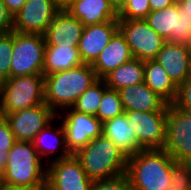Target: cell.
Segmentation results:
<instances>
[{
	"instance_id": "obj_47",
	"label": "cell",
	"mask_w": 191,
	"mask_h": 190,
	"mask_svg": "<svg viewBox=\"0 0 191 190\" xmlns=\"http://www.w3.org/2000/svg\"><path fill=\"white\" fill-rule=\"evenodd\" d=\"M168 190H178V189L171 187Z\"/></svg>"
},
{
	"instance_id": "obj_32",
	"label": "cell",
	"mask_w": 191,
	"mask_h": 190,
	"mask_svg": "<svg viewBox=\"0 0 191 190\" xmlns=\"http://www.w3.org/2000/svg\"><path fill=\"white\" fill-rule=\"evenodd\" d=\"M91 190H134L127 174L121 176L93 181Z\"/></svg>"
},
{
	"instance_id": "obj_31",
	"label": "cell",
	"mask_w": 191,
	"mask_h": 190,
	"mask_svg": "<svg viewBox=\"0 0 191 190\" xmlns=\"http://www.w3.org/2000/svg\"><path fill=\"white\" fill-rule=\"evenodd\" d=\"M191 42V16L178 7L176 14L175 43L189 45Z\"/></svg>"
},
{
	"instance_id": "obj_27",
	"label": "cell",
	"mask_w": 191,
	"mask_h": 190,
	"mask_svg": "<svg viewBox=\"0 0 191 190\" xmlns=\"http://www.w3.org/2000/svg\"><path fill=\"white\" fill-rule=\"evenodd\" d=\"M124 112L119 91L107 87L103 92L96 117L103 123Z\"/></svg>"
},
{
	"instance_id": "obj_36",
	"label": "cell",
	"mask_w": 191,
	"mask_h": 190,
	"mask_svg": "<svg viewBox=\"0 0 191 190\" xmlns=\"http://www.w3.org/2000/svg\"><path fill=\"white\" fill-rule=\"evenodd\" d=\"M27 0H3L8 12L14 16Z\"/></svg>"
},
{
	"instance_id": "obj_28",
	"label": "cell",
	"mask_w": 191,
	"mask_h": 190,
	"mask_svg": "<svg viewBox=\"0 0 191 190\" xmlns=\"http://www.w3.org/2000/svg\"><path fill=\"white\" fill-rule=\"evenodd\" d=\"M13 52V31L8 34H0V79L10 78V61Z\"/></svg>"
},
{
	"instance_id": "obj_24",
	"label": "cell",
	"mask_w": 191,
	"mask_h": 190,
	"mask_svg": "<svg viewBox=\"0 0 191 190\" xmlns=\"http://www.w3.org/2000/svg\"><path fill=\"white\" fill-rule=\"evenodd\" d=\"M106 86L117 91L144 82V61L133 58L103 78Z\"/></svg>"
},
{
	"instance_id": "obj_37",
	"label": "cell",
	"mask_w": 191,
	"mask_h": 190,
	"mask_svg": "<svg viewBox=\"0 0 191 190\" xmlns=\"http://www.w3.org/2000/svg\"><path fill=\"white\" fill-rule=\"evenodd\" d=\"M177 0H149L151 11L162 10L172 4Z\"/></svg>"
},
{
	"instance_id": "obj_4",
	"label": "cell",
	"mask_w": 191,
	"mask_h": 190,
	"mask_svg": "<svg viewBox=\"0 0 191 190\" xmlns=\"http://www.w3.org/2000/svg\"><path fill=\"white\" fill-rule=\"evenodd\" d=\"M7 155L3 169L4 182L34 190H46L47 165L42 162L32 142L16 141Z\"/></svg>"
},
{
	"instance_id": "obj_41",
	"label": "cell",
	"mask_w": 191,
	"mask_h": 190,
	"mask_svg": "<svg viewBox=\"0 0 191 190\" xmlns=\"http://www.w3.org/2000/svg\"><path fill=\"white\" fill-rule=\"evenodd\" d=\"M129 0H112L114 8L119 12Z\"/></svg>"
},
{
	"instance_id": "obj_2",
	"label": "cell",
	"mask_w": 191,
	"mask_h": 190,
	"mask_svg": "<svg viewBox=\"0 0 191 190\" xmlns=\"http://www.w3.org/2000/svg\"><path fill=\"white\" fill-rule=\"evenodd\" d=\"M175 162L164 149L140 150L128 157L126 174L134 190H168Z\"/></svg>"
},
{
	"instance_id": "obj_12",
	"label": "cell",
	"mask_w": 191,
	"mask_h": 190,
	"mask_svg": "<svg viewBox=\"0 0 191 190\" xmlns=\"http://www.w3.org/2000/svg\"><path fill=\"white\" fill-rule=\"evenodd\" d=\"M0 116L8 122L16 141L32 142L35 136L57 117V114L43 103Z\"/></svg>"
},
{
	"instance_id": "obj_34",
	"label": "cell",
	"mask_w": 191,
	"mask_h": 190,
	"mask_svg": "<svg viewBox=\"0 0 191 190\" xmlns=\"http://www.w3.org/2000/svg\"><path fill=\"white\" fill-rule=\"evenodd\" d=\"M15 142L14 134L8 122L0 116V152L8 153Z\"/></svg>"
},
{
	"instance_id": "obj_40",
	"label": "cell",
	"mask_w": 191,
	"mask_h": 190,
	"mask_svg": "<svg viewBox=\"0 0 191 190\" xmlns=\"http://www.w3.org/2000/svg\"><path fill=\"white\" fill-rule=\"evenodd\" d=\"M0 190H34V189H29V188H26V187L17 186V185H13V184L3 182L0 185Z\"/></svg>"
},
{
	"instance_id": "obj_19",
	"label": "cell",
	"mask_w": 191,
	"mask_h": 190,
	"mask_svg": "<svg viewBox=\"0 0 191 190\" xmlns=\"http://www.w3.org/2000/svg\"><path fill=\"white\" fill-rule=\"evenodd\" d=\"M124 111H160L168 110L169 104L154 93L144 82L119 90Z\"/></svg>"
},
{
	"instance_id": "obj_35",
	"label": "cell",
	"mask_w": 191,
	"mask_h": 190,
	"mask_svg": "<svg viewBox=\"0 0 191 190\" xmlns=\"http://www.w3.org/2000/svg\"><path fill=\"white\" fill-rule=\"evenodd\" d=\"M13 31V16L8 12L3 0H0V34Z\"/></svg>"
},
{
	"instance_id": "obj_13",
	"label": "cell",
	"mask_w": 191,
	"mask_h": 190,
	"mask_svg": "<svg viewBox=\"0 0 191 190\" xmlns=\"http://www.w3.org/2000/svg\"><path fill=\"white\" fill-rule=\"evenodd\" d=\"M177 162H186L191 157V132L187 117L169 105L166 121V139L163 147Z\"/></svg>"
},
{
	"instance_id": "obj_45",
	"label": "cell",
	"mask_w": 191,
	"mask_h": 190,
	"mask_svg": "<svg viewBox=\"0 0 191 190\" xmlns=\"http://www.w3.org/2000/svg\"><path fill=\"white\" fill-rule=\"evenodd\" d=\"M186 163L189 165V167L191 168V157L186 161Z\"/></svg>"
},
{
	"instance_id": "obj_21",
	"label": "cell",
	"mask_w": 191,
	"mask_h": 190,
	"mask_svg": "<svg viewBox=\"0 0 191 190\" xmlns=\"http://www.w3.org/2000/svg\"><path fill=\"white\" fill-rule=\"evenodd\" d=\"M102 134L109 138L128 157L142 150L137 144L134 128L128 123L125 112L103 122Z\"/></svg>"
},
{
	"instance_id": "obj_11",
	"label": "cell",
	"mask_w": 191,
	"mask_h": 190,
	"mask_svg": "<svg viewBox=\"0 0 191 190\" xmlns=\"http://www.w3.org/2000/svg\"><path fill=\"white\" fill-rule=\"evenodd\" d=\"M92 184L74 154L47 165L46 190H91Z\"/></svg>"
},
{
	"instance_id": "obj_26",
	"label": "cell",
	"mask_w": 191,
	"mask_h": 190,
	"mask_svg": "<svg viewBox=\"0 0 191 190\" xmlns=\"http://www.w3.org/2000/svg\"><path fill=\"white\" fill-rule=\"evenodd\" d=\"M106 88L104 80L98 79L76 100L72 108L76 111L96 116Z\"/></svg>"
},
{
	"instance_id": "obj_20",
	"label": "cell",
	"mask_w": 191,
	"mask_h": 190,
	"mask_svg": "<svg viewBox=\"0 0 191 190\" xmlns=\"http://www.w3.org/2000/svg\"><path fill=\"white\" fill-rule=\"evenodd\" d=\"M55 120H58L57 117L53 121H51L44 129H42L32 141L33 146L38 152L41 160L43 161V157L44 160H47V162H45L46 165L72 155L66 146L65 132L62 123L60 125L58 123V127L55 128L53 127ZM56 152L58 154L55 158H52L51 160L47 158L48 156L50 157L53 153L55 154Z\"/></svg>"
},
{
	"instance_id": "obj_39",
	"label": "cell",
	"mask_w": 191,
	"mask_h": 190,
	"mask_svg": "<svg viewBox=\"0 0 191 190\" xmlns=\"http://www.w3.org/2000/svg\"><path fill=\"white\" fill-rule=\"evenodd\" d=\"M8 155L7 153L0 152V185L4 182L3 169L6 165Z\"/></svg>"
},
{
	"instance_id": "obj_29",
	"label": "cell",
	"mask_w": 191,
	"mask_h": 190,
	"mask_svg": "<svg viewBox=\"0 0 191 190\" xmlns=\"http://www.w3.org/2000/svg\"><path fill=\"white\" fill-rule=\"evenodd\" d=\"M150 11L149 0H129L118 12V20L145 19Z\"/></svg>"
},
{
	"instance_id": "obj_22",
	"label": "cell",
	"mask_w": 191,
	"mask_h": 190,
	"mask_svg": "<svg viewBox=\"0 0 191 190\" xmlns=\"http://www.w3.org/2000/svg\"><path fill=\"white\" fill-rule=\"evenodd\" d=\"M144 83L171 105L177 95V86L157 61H144Z\"/></svg>"
},
{
	"instance_id": "obj_38",
	"label": "cell",
	"mask_w": 191,
	"mask_h": 190,
	"mask_svg": "<svg viewBox=\"0 0 191 190\" xmlns=\"http://www.w3.org/2000/svg\"><path fill=\"white\" fill-rule=\"evenodd\" d=\"M178 7L191 16V0H177Z\"/></svg>"
},
{
	"instance_id": "obj_25",
	"label": "cell",
	"mask_w": 191,
	"mask_h": 190,
	"mask_svg": "<svg viewBox=\"0 0 191 190\" xmlns=\"http://www.w3.org/2000/svg\"><path fill=\"white\" fill-rule=\"evenodd\" d=\"M177 13L178 3L176 1L174 4L162 10L150 11L145 18V21L166 41L175 43Z\"/></svg>"
},
{
	"instance_id": "obj_9",
	"label": "cell",
	"mask_w": 191,
	"mask_h": 190,
	"mask_svg": "<svg viewBox=\"0 0 191 190\" xmlns=\"http://www.w3.org/2000/svg\"><path fill=\"white\" fill-rule=\"evenodd\" d=\"M128 123L134 128L137 144L142 150L163 149L166 139L167 110L125 111Z\"/></svg>"
},
{
	"instance_id": "obj_44",
	"label": "cell",
	"mask_w": 191,
	"mask_h": 190,
	"mask_svg": "<svg viewBox=\"0 0 191 190\" xmlns=\"http://www.w3.org/2000/svg\"><path fill=\"white\" fill-rule=\"evenodd\" d=\"M2 84H3V80L0 79V100L2 96Z\"/></svg>"
},
{
	"instance_id": "obj_15",
	"label": "cell",
	"mask_w": 191,
	"mask_h": 190,
	"mask_svg": "<svg viewBox=\"0 0 191 190\" xmlns=\"http://www.w3.org/2000/svg\"><path fill=\"white\" fill-rule=\"evenodd\" d=\"M83 29V23L63 7L43 34L46 46L78 47Z\"/></svg>"
},
{
	"instance_id": "obj_3",
	"label": "cell",
	"mask_w": 191,
	"mask_h": 190,
	"mask_svg": "<svg viewBox=\"0 0 191 190\" xmlns=\"http://www.w3.org/2000/svg\"><path fill=\"white\" fill-rule=\"evenodd\" d=\"M74 155L92 181L115 178L127 170L128 156L103 134Z\"/></svg>"
},
{
	"instance_id": "obj_16",
	"label": "cell",
	"mask_w": 191,
	"mask_h": 190,
	"mask_svg": "<svg viewBox=\"0 0 191 190\" xmlns=\"http://www.w3.org/2000/svg\"><path fill=\"white\" fill-rule=\"evenodd\" d=\"M117 31L118 21L84 26L77 47L82 62L91 65Z\"/></svg>"
},
{
	"instance_id": "obj_14",
	"label": "cell",
	"mask_w": 191,
	"mask_h": 190,
	"mask_svg": "<svg viewBox=\"0 0 191 190\" xmlns=\"http://www.w3.org/2000/svg\"><path fill=\"white\" fill-rule=\"evenodd\" d=\"M154 60L162 65L177 87L190 78L191 55L188 45L166 41Z\"/></svg>"
},
{
	"instance_id": "obj_8",
	"label": "cell",
	"mask_w": 191,
	"mask_h": 190,
	"mask_svg": "<svg viewBox=\"0 0 191 190\" xmlns=\"http://www.w3.org/2000/svg\"><path fill=\"white\" fill-rule=\"evenodd\" d=\"M57 119L62 120L60 123L65 132L66 146L71 154L102 135L103 123L96 116L76 111L72 107L57 114Z\"/></svg>"
},
{
	"instance_id": "obj_6",
	"label": "cell",
	"mask_w": 191,
	"mask_h": 190,
	"mask_svg": "<svg viewBox=\"0 0 191 190\" xmlns=\"http://www.w3.org/2000/svg\"><path fill=\"white\" fill-rule=\"evenodd\" d=\"M45 47L43 34L13 31L10 77L43 74Z\"/></svg>"
},
{
	"instance_id": "obj_18",
	"label": "cell",
	"mask_w": 191,
	"mask_h": 190,
	"mask_svg": "<svg viewBox=\"0 0 191 190\" xmlns=\"http://www.w3.org/2000/svg\"><path fill=\"white\" fill-rule=\"evenodd\" d=\"M132 59L133 56L129 45L118 30L91 66L93 67L97 78L103 79L121 64H125Z\"/></svg>"
},
{
	"instance_id": "obj_23",
	"label": "cell",
	"mask_w": 191,
	"mask_h": 190,
	"mask_svg": "<svg viewBox=\"0 0 191 190\" xmlns=\"http://www.w3.org/2000/svg\"><path fill=\"white\" fill-rule=\"evenodd\" d=\"M77 47L46 46L44 51L43 75H50L82 65Z\"/></svg>"
},
{
	"instance_id": "obj_10",
	"label": "cell",
	"mask_w": 191,
	"mask_h": 190,
	"mask_svg": "<svg viewBox=\"0 0 191 190\" xmlns=\"http://www.w3.org/2000/svg\"><path fill=\"white\" fill-rule=\"evenodd\" d=\"M62 8L57 0H27L13 16V31L44 34Z\"/></svg>"
},
{
	"instance_id": "obj_1",
	"label": "cell",
	"mask_w": 191,
	"mask_h": 190,
	"mask_svg": "<svg viewBox=\"0 0 191 190\" xmlns=\"http://www.w3.org/2000/svg\"><path fill=\"white\" fill-rule=\"evenodd\" d=\"M97 80L93 67L84 63L72 69L46 75L44 76V103L59 114L71 108Z\"/></svg>"
},
{
	"instance_id": "obj_43",
	"label": "cell",
	"mask_w": 191,
	"mask_h": 190,
	"mask_svg": "<svg viewBox=\"0 0 191 190\" xmlns=\"http://www.w3.org/2000/svg\"><path fill=\"white\" fill-rule=\"evenodd\" d=\"M62 6L66 5L70 0H57Z\"/></svg>"
},
{
	"instance_id": "obj_7",
	"label": "cell",
	"mask_w": 191,
	"mask_h": 190,
	"mask_svg": "<svg viewBox=\"0 0 191 190\" xmlns=\"http://www.w3.org/2000/svg\"><path fill=\"white\" fill-rule=\"evenodd\" d=\"M118 30L129 45L133 58L141 61L155 59L166 42L145 19L118 20Z\"/></svg>"
},
{
	"instance_id": "obj_30",
	"label": "cell",
	"mask_w": 191,
	"mask_h": 190,
	"mask_svg": "<svg viewBox=\"0 0 191 190\" xmlns=\"http://www.w3.org/2000/svg\"><path fill=\"white\" fill-rule=\"evenodd\" d=\"M171 186L178 190H191V168L186 162L173 164Z\"/></svg>"
},
{
	"instance_id": "obj_33",
	"label": "cell",
	"mask_w": 191,
	"mask_h": 190,
	"mask_svg": "<svg viewBox=\"0 0 191 190\" xmlns=\"http://www.w3.org/2000/svg\"><path fill=\"white\" fill-rule=\"evenodd\" d=\"M171 106L175 109H191V78L177 87V95Z\"/></svg>"
},
{
	"instance_id": "obj_42",
	"label": "cell",
	"mask_w": 191,
	"mask_h": 190,
	"mask_svg": "<svg viewBox=\"0 0 191 190\" xmlns=\"http://www.w3.org/2000/svg\"><path fill=\"white\" fill-rule=\"evenodd\" d=\"M181 111L188 119V128L190 129L191 132V109H176Z\"/></svg>"
},
{
	"instance_id": "obj_5",
	"label": "cell",
	"mask_w": 191,
	"mask_h": 190,
	"mask_svg": "<svg viewBox=\"0 0 191 190\" xmlns=\"http://www.w3.org/2000/svg\"><path fill=\"white\" fill-rule=\"evenodd\" d=\"M44 103V75H23L3 81L0 114H9Z\"/></svg>"
},
{
	"instance_id": "obj_46",
	"label": "cell",
	"mask_w": 191,
	"mask_h": 190,
	"mask_svg": "<svg viewBox=\"0 0 191 190\" xmlns=\"http://www.w3.org/2000/svg\"><path fill=\"white\" fill-rule=\"evenodd\" d=\"M188 46H189V51H190V55H191V42Z\"/></svg>"
},
{
	"instance_id": "obj_17",
	"label": "cell",
	"mask_w": 191,
	"mask_h": 190,
	"mask_svg": "<svg viewBox=\"0 0 191 190\" xmlns=\"http://www.w3.org/2000/svg\"><path fill=\"white\" fill-rule=\"evenodd\" d=\"M63 7L84 26L118 21L112 0H70Z\"/></svg>"
}]
</instances>
